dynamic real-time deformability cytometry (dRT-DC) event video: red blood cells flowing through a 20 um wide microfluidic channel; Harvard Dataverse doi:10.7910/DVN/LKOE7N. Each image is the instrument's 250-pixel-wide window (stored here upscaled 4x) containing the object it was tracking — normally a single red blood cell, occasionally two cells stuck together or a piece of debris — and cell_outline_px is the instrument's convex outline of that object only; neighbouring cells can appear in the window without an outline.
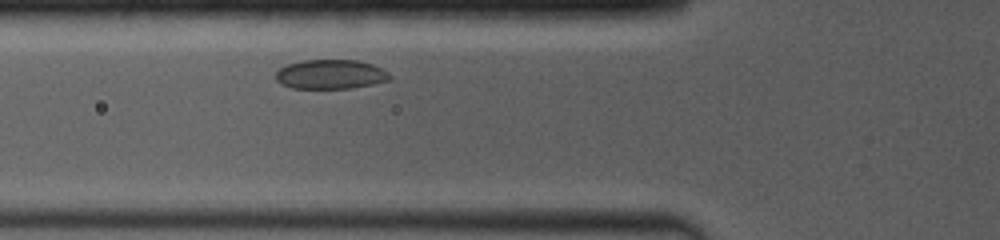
{"species": "common noctule bat (a hibernating species)", "species_latin": "Nyctalus noctula", "temperature_condition": "room temperature", "stored_images_in_passage": 17, "camera_frame_rate_fps": 4000, "um_per_image_px": 0.085, "animal": {"sex": "female", "body_mass_g": 19.0, "forearm_length_mm": 53.3}, "frame": {"image": 1, "passage_image": 2, "time_ms": 0.5, "image_size_px": [1000, 240], "cell_outline_px": [[392, 76], [388, 80], [372, 84], [348, 88], [292, 88], [276, 80], [276, 72], [280, 68], [288, 64], [304, 60], [356, 60], [372, 64], [388, 72]], "centroid_in_image_um": [28.1, 6.31], "position_along_channel_um": 97.7, "area_um2": 19.25}}
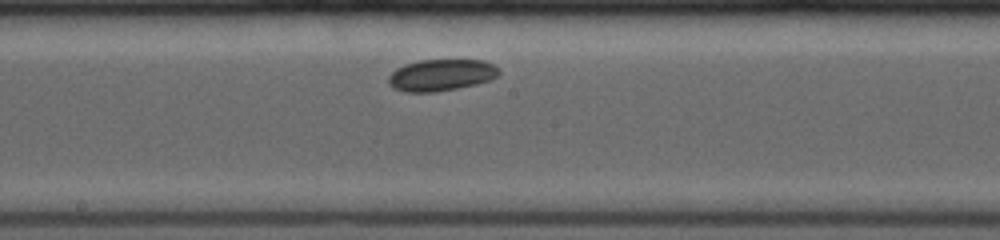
{"frame": {"image": 2, "passage_image": 8, "time_ms": 3.5, "image_size_px": [1000, 240], "cell_outline_px": [[500, 72], [496, 76], [488, 80], [476, 84], [436, 92], [404, 92], [392, 88], [388, 84], [388, 76], [396, 68], [404, 64], [420, 60], [484, 60], [496, 64], [500, 68]], "centroid_in_image_um": [37.48, 6.37], "position_along_channel_um": 210.7, "area_um2": 20.58}}
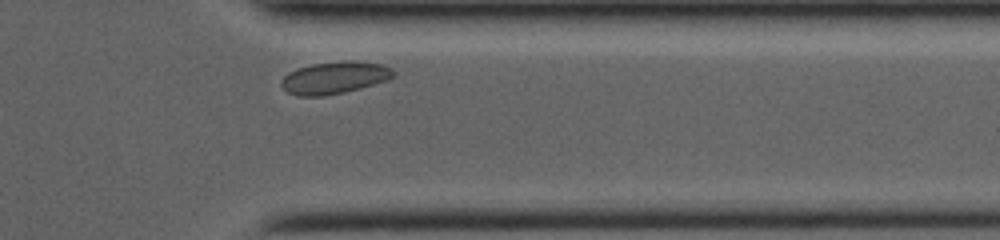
{"frame": {"image": 3, "passage_image": 17, "time_ms": 8.0, "image_size_px": [1000, 240], "cell_outline_px": [[396, 76], [388, 80], [360, 88], [344, 92], [320, 96], [300, 96], [288, 92], [280, 84], [284, 76], [288, 72], [312, 64], [348, 60], [352, 60], [380, 64], [392, 68], [396, 72]], "centroid_in_image_um": [28.48, 6.6], "position_along_channel_um": 382.9, "area_um2": 20.92}}